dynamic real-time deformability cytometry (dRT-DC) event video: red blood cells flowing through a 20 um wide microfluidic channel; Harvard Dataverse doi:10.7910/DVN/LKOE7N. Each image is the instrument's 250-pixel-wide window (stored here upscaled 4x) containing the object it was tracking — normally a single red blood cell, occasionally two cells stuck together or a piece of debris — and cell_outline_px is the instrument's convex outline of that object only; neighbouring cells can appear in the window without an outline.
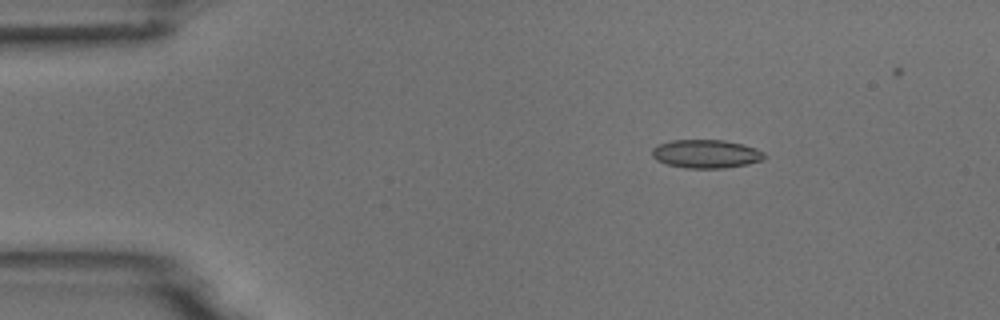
{"species": "common noctule bat (a hibernating species)", "species_latin": "Nyctalus noctula", "temperature_condition": "room temperature", "stored_images_in_passage": 5, "segment_of_instrument_passage": [1, 2], "camera_frame_rate_fps": 3000, "um_per_image_px": 0.085, "animal": {"sex": "male", "body_mass_g": 18.8}, "frame": {"image": 1, "passage_image": 2, "time_ms": 1.333, "image_size_px": [1000, 320], "cell_outline_px": [[764, 160], [748, 164], [724, 168], [684, 168], [668, 164], [656, 160], [652, 156], [652, 148], [656, 144], [672, 140], [724, 140], [744, 144], [756, 148], [764, 152]], "centroid_in_image_um": [60.01, 13.07], "position_along_channel_um": 25.0, "area_um2": 18.79}}